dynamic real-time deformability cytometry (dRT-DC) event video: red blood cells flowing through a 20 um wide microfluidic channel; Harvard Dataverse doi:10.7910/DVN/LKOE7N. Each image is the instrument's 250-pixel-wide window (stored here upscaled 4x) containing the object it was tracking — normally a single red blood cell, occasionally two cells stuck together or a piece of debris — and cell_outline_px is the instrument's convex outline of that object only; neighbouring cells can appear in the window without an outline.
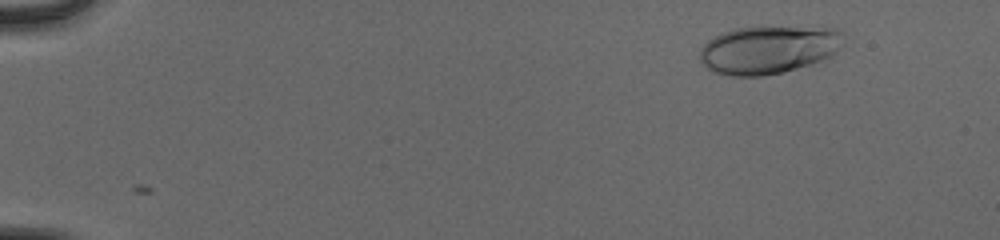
{"species": "human", "species_latin": "Homo sapiens", "temperature_condition": "cold", "stored_images_in_passage": 54, "camera_frame_rate_fps": 3000, "um_per_image_px": 0.085, "donor": {"sex": "male"}, "frame": {"image": 1, "passage_image": 6, "time_ms": 1.667, "image_size_px": [1000, 240], "cell_outline_px": [[844, 44], [832, 56], [784, 72], [764, 76], [732, 76], [712, 72], [700, 60], [700, 48], [708, 40], [732, 28], [764, 24], [836, 28], [840, 32]], "centroid_in_image_um": [65.32, 4.17], "position_along_channel_um": 19.7, "area_um2": 41.27}}
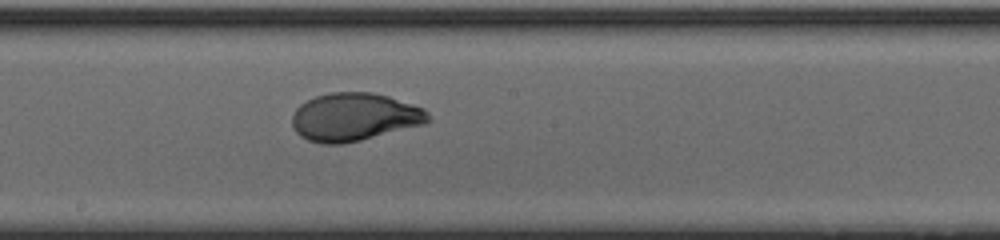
{"frame": {"image": 2, "passage_image": 32, "time_ms": 10.333, "image_size_px": [1000, 240], "cell_outline_px": [[432, 120], [424, 124], [344, 144], [320, 144], [308, 140], [300, 136], [296, 132], [292, 124], [292, 112], [300, 104], [316, 96], [328, 92], [372, 92], [388, 96], [424, 108], [428, 112]], "centroid_in_image_um": [30.11, 9.94], "position_along_channel_um": 218.1, "area_um2": 38.21}}
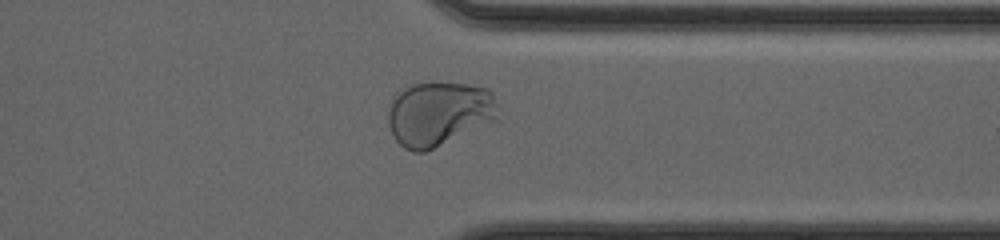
{"frame": {"image": 3, "passage_image": 44, "time_ms": 14.333, "image_size_px": [1000, 240], "cell_outline_px": [[500, 120], [424, 152], [412, 152], [404, 148], [396, 140], [388, 124], [388, 108], [392, 96], [396, 92], [412, 84], [432, 80], [468, 84], [488, 88], [492, 92]], "centroid_in_image_um": [37.31, 9.63], "position_along_channel_um": 374.1, "area_um2": 42.31}, "authors_computed_cell_mechanics": {"area_um2": 37.9746, "velocity_mm_per_s": 3.8844, "shape_relaxation_time_tau1_ms": 4.017, "shape_relaxation_time_tau2_ms": null, "deformation_change_tau1": 0.2118, "deformation_change_tau2": null}}